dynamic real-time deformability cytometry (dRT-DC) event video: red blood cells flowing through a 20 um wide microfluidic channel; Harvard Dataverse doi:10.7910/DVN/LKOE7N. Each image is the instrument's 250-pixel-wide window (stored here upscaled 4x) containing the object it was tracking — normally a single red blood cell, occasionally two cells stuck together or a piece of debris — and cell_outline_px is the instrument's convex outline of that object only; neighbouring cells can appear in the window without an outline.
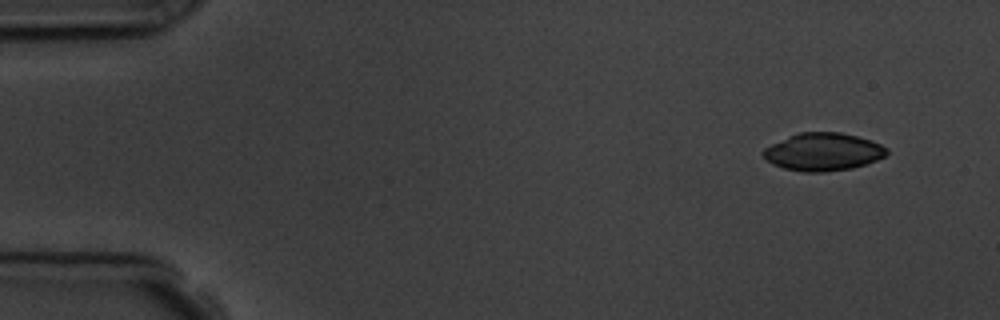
{"species": "common noctule bat (a hibernating species)", "species_latin": "Nyctalus noctula", "temperature_condition": "room temperature", "stored_images_in_passage": 4, "camera_frame_rate_fps": 3000, "um_per_image_px": 0.085, "animal": {"sex": "male", "body_mass_g": 19.5, "forearm_length_mm": 54.6}, "frame": {"image": 1, "passage_image": 1, "time_ms": 0.0, "image_size_px": [1000, 320], "cell_outline_px": [[888, 152], [884, 156], [876, 160], [852, 168], [824, 172], [804, 172], [784, 168], [772, 164], [760, 152], [764, 148], [772, 144], [800, 132], [840, 132], [856, 136], [880, 144], [888, 148]], "centroid_in_image_um": [69.95, 12.91], "position_along_channel_um": 15.0, "area_um2": 26.88}}
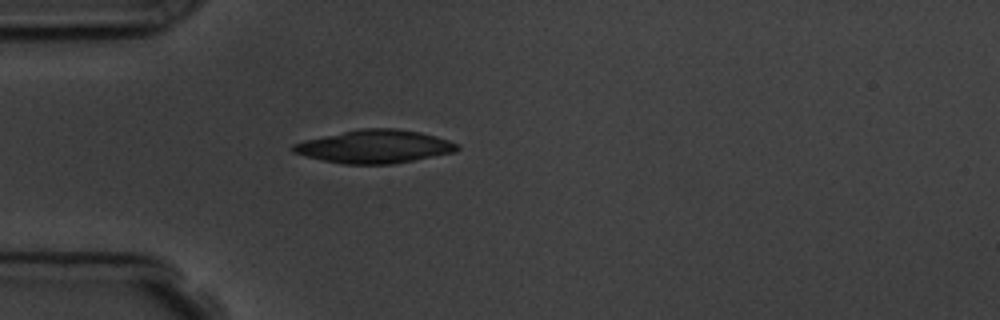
{"frame": {"image": 2, "passage_image": 4, "time_ms": 3.667, "image_size_px": [1000, 320], "cell_outline_px": [[460, 148], [456, 152], [392, 164], [344, 164], [324, 160], [292, 152], [288, 148], [292, 144], [304, 140], [360, 128], [396, 128], [420, 132], [436, 136], [460, 144]], "centroid_in_image_um": [31.85, 12.45], "position_along_channel_um": 53.1, "area_um2": 31.73}}